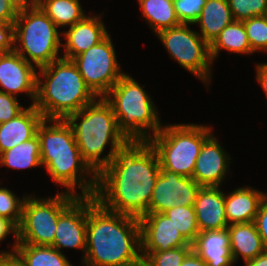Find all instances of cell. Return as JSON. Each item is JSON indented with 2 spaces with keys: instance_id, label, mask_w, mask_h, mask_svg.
<instances>
[{
  "instance_id": "obj_24",
  "label": "cell",
  "mask_w": 267,
  "mask_h": 266,
  "mask_svg": "<svg viewBox=\"0 0 267 266\" xmlns=\"http://www.w3.org/2000/svg\"><path fill=\"white\" fill-rule=\"evenodd\" d=\"M238 54H251V45L246 34L243 21L234 20L226 26L210 45V56L212 62L217 58L221 50Z\"/></svg>"
},
{
  "instance_id": "obj_10",
  "label": "cell",
  "mask_w": 267,
  "mask_h": 266,
  "mask_svg": "<svg viewBox=\"0 0 267 266\" xmlns=\"http://www.w3.org/2000/svg\"><path fill=\"white\" fill-rule=\"evenodd\" d=\"M156 35L164 44L169 55L180 66L206 83V87L209 86L213 64L210 45L200 36L199 32L191 30L189 24H180L164 29Z\"/></svg>"
},
{
  "instance_id": "obj_20",
  "label": "cell",
  "mask_w": 267,
  "mask_h": 266,
  "mask_svg": "<svg viewBox=\"0 0 267 266\" xmlns=\"http://www.w3.org/2000/svg\"><path fill=\"white\" fill-rule=\"evenodd\" d=\"M192 249L208 266H233L234 264L227 228L200 232L192 243Z\"/></svg>"
},
{
  "instance_id": "obj_44",
  "label": "cell",
  "mask_w": 267,
  "mask_h": 266,
  "mask_svg": "<svg viewBox=\"0 0 267 266\" xmlns=\"http://www.w3.org/2000/svg\"><path fill=\"white\" fill-rule=\"evenodd\" d=\"M18 10L37 5V0H9Z\"/></svg>"
},
{
  "instance_id": "obj_23",
  "label": "cell",
  "mask_w": 267,
  "mask_h": 266,
  "mask_svg": "<svg viewBox=\"0 0 267 266\" xmlns=\"http://www.w3.org/2000/svg\"><path fill=\"white\" fill-rule=\"evenodd\" d=\"M233 21L227 0H207L195 24L200 26V36L211 45L220 32Z\"/></svg>"
},
{
  "instance_id": "obj_27",
  "label": "cell",
  "mask_w": 267,
  "mask_h": 266,
  "mask_svg": "<svg viewBox=\"0 0 267 266\" xmlns=\"http://www.w3.org/2000/svg\"><path fill=\"white\" fill-rule=\"evenodd\" d=\"M37 5L59 27H70L85 16L79 0H37Z\"/></svg>"
},
{
  "instance_id": "obj_41",
  "label": "cell",
  "mask_w": 267,
  "mask_h": 266,
  "mask_svg": "<svg viewBox=\"0 0 267 266\" xmlns=\"http://www.w3.org/2000/svg\"><path fill=\"white\" fill-rule=\"evenodd\" d=\"M256 70V80L262 87L267 98V63L257 64Z\"/></svg>"
},
{
  "instance_id": "obj_28",
  "label": "cell",
  "mask_w": 267,
  "mask_h": 266,
  "mask_svg": "<svg viewBox=\"0 0 267 266\" xmlns=\"http://www.w3.org/2000/svg\"><path fill=\"white\" fill-rule=\"evenodd\" d=\"M15 252L26 266H73L62 252L52 246L17 243Z\"/></svg>"
},
{
  "instance_id": "obj_8",
  "label": "cell",
  "mask_w": 267,
  "mask_h": 266,
  "mask_svg": "<svg viewBox=\"0 0 267 266\" xmlns=\"http://www.w3.org/2000/svg\"><path fill=\"white\" fill-rule=\"evenodd\" d=\"M210 126L196 124L165 125L150 137L161 169L192 178L203 143L212 135Z\"/></svg>"
},
{
  "instance_id": "obj_15",
  "label": "cell",
  "mask_w": 267,
  "mask_h": 266,
  "mask_svg": "<svg viewBox=\"0 0 267 266\" xmlns=\"http://www.w3.org/2000/svg\"><path fill=\"white\" fill-rule=\"evenodd\" d=\"M88 196H79L58 218L54 242L51 245L61 252V248H77L86 252V231Z\"/></svg>"
},
{
  "instance_id": "obj_3",
  "label": "cell",
  "mask_w": 267,
  "mask_h": 266,
  "mask_svg": "<svg viewBox=\"0 0 267 266\" xmlns=\"http://www.w3.org/2000/svg\"><path fill=\"white\" fill-rule=\"evenodd\" d=\"M37 136L41 165L45 166L53 182L66 187L69 193L94 196L97 174L83 160L68 122L65 119H43ZM77 187L81 189L80 194L75 192Z\"/></svg>"
},
{
  "instance_id": "obj_16",
  "label": "cell",
  "mask_w": 267,
  "mask_h": 266,
  "mask_svg": "<svg viewBox=\"0 0 267 266\" xmlns=\"http://www.w3.org/2000/svg\"><path fill=\"white\" fill-rule=\"evenodd\" d=\"M230 161V156L212 134L201 147L192 179L201 187H219L229 171Z\"/></svg>"
},
{
  "instance_id": "obj_12",
  "label": "cell",
  "mask_w": 267,
  "mask_h": 266,
  "mask_svg": "<svg viewBox=\"0 0 267 266\" xmlns=\"http://www.w3.org/2000/svg\"><path fill=\"white\" fill-rule=\"evenodd\" d=\"M201 186L192 178L161 169L149 205V213H163L175 206H194Z\"/></svg>"
},
{
  "instance_id": "obj_36",
  "label": "cell",
  "mask_w": 267,
  "mask_h": 266,
  "mask_svg": "<svg viewBox=\"0 0 267 266\" xmlns=\"http://www.w3.org/2000/svg\"><path fill=\"white\" fill-rule=\"evenodd\" d=\"M14 50V23L0 21V54Z\"/></svg>"
},
{
  "instance_id": "obj_39",
  "label": "cell",
  "mask_w": 267,
  "mask_h": 266,
  "mask_svg": "<svg viewBox=\"0 0 267 266\" xmlns=\"http://www.w3.org/2000/svg\"><path fill=\"white\" fill-rule=\"evenodd\" d=\"M19 10L9 0H0V21L14 23Z\"/></svg>"
},
{
  "instance_id": "obj_19",
  "label": "cell",
  "mask_w": 267,
  "mask_h": 266,
  "mask_svg": "<svg viewBox=\"0 0 267 266\" xmlns=\"http://www.w3.org/2000/svg\"><path fill=\"white\" fill-rule=\"evenodd\" d=\"M44 117L32 104L15 118L0 123V154L37 134Z\"/></svg>"
},
{
  "instance_id": "obj_30",
  "label": "cell",
  "mask_w": 267,
  "mask_h": 266,
  "mask_svg": "<svg viewBox=\"0 0 267 266\" xmlns=\"http://www.w3.org/2000/svg\"><path fill=\"white\" fill-rule=\"evenodd\" d=\"M244 27L253 52L267 53V15L244 20Z\"/></svg>"
},
{
  "instance_id": "obj_13",
  "label": "cell",
  "mask_w": 267,
  "mask_h": 266,
  "mask_svg": "<svg viewBox=\"0 0 267 266\" xmlns=\"http://www.w3.org/2000/svg\"><path fill=\"white\" fill-rule=\"evenodd\" d=\"M141 255L144 260L151 252L192 246L163 213H148L139 219Z\"/></svg>"
},
{
  "instance_id": "obj_38",
  "label": "cell",
  "mask_w": 267,
  "mask_h": 266,
  "mask_svg": "<svg viewBox=\"0 0 267 266\" xmlns=\"http://www.w3.org/2000/svg\"><path fill=\"white\" fill-rule=\"evenodd\" d=\"M12 233L16 241L11 246L12 252H15L18 243V226L7 218L0 217V241H3L9 234Z\"/></svg>"
},
{
  "instance_id": "obj_17",
  "label": "cell",
  "mask_w": 267,
  "mask_h": 266,
  "mask_svg": "<svg viewBox=\"0 0 267 266\" xmlns=\"http://www.w3.org/2000/svg\"><path fill=\"white\" fill-rule=\"evenodd\" d=\"M65 43L63 58L72 60L79 54L102 41L109 33L101 20V15H86L81 21L63 32Z\"/></svg>"
},
{
  "instance_id": "obj_2",
  "label": "cell",
  "mask_w": 267,
  "mask_h": 266,
  "mask_svg": "<svg viewBox=\"0 0 267 266\" xmlns=\"http://www.w3.org/2000/svg\"><path fill=\"white\" fill-rule=\"evenodd\" d=\"M84 266H143L138 218L104 208L88 196Z\"/></svg>"
},
{
  "instance_id": "obj_43",
  "label": "cell",
  "mask_w": 267,
  "mask_h": 266,
  "mask_svg": "<svg viewBox=\"0 0 267 266\" xmlns=\"http://www.w3.org/2000/svg\"><path fill=\"white\" fill-rule=\"evenodd\" d=\"M245 266H267V250L252 260L247 261Z\"/></svg>"
},
{
  "instance_id": "obj_31",
  "label": "cell",
  "mask_w": 267,
  "mask_h": 266,
  "mask_svg": "<svg viewBox=\"0 0 267 266\" xmlns=\"http://www.w3.org/2000/svg\"><path fill=\"white\" fill-rule=\"evenodd\" d=\"M233 18L244 21L255 16L267 15V0H227Z\"/></svg>"
},
{
  "instance_id": "obj_21",
  "label": "cell",
  "mask_w": 267,
  "mask_h": 266,
  "mask_svg": "<svg viewBox=\"0 0 267 266\" xmlns=\"http://www.w3.org/2000/svg\"><path fill=\"white\" fill-rule=\"evenodd\" d=\"M267 194L250 186L239 187L225 194L227 222L231 224L254 222L260 204Z\"/></svg>"
},
{
  "instance_id": "obj_37",
  "label": "cell",
  "mask_w": 267,
  "mask_h": 266,
  "mask_svg": "<svg viewBox=\"0 0 267 266\" xmlns=\"http://www.w3.org/2000/svg\"><path fill=\"white\" fill-rule=\"evenodd\" d=\"M254 223L262 239L265 250H267V196L260 204Z\"/></svg>"
},
{
  "instance_id": "obj_33",
  "label": "cell",
  "mask_w": 267,
  "mask_h": 266,
  "mask_svg": "<svg viewBox=\"0 0 267 266\" xmlns=\"http://www.w3.org/2000/svg\"><path fill=\"white\" fill-rule=\"evenodd\" d=\"M25 196L20 200L11 190L0 187V217L7 218L19 226Z\"/></svg>"
},
{
  "instance_id": "obj_7",
  "label": "cell",
  "mask_w": 267,
  "mask_h": 266,
  "mask_svg": "<svg viewBox=\"0 0 267 266\" xmlns=\"http://www.w3.org/2000/svg\"><path fill=\"white\" fill-rule=\"evenodd\" d=\"M60 34L63 33L38 5L19 10L14 22V50L28 63L41 68L61 58Z\"/></svg>"
},
{
  "instance_id": "obj_29",
  "label": "cell",
  "mask_w": 267,
  "mask_h": 266,
  "mask_svg": "<svg viewBox=\"0 0 267 266\" xmlns=\"http://www.w3.org/2000/svg\"><path fill=\"white\" fill-rule=\"evenodd\" d=\"M183 235L192 244L200 230L198 228L194 206H175L163 212Z\"/></svg>"
},
{
  "instance_id": "obj_40",
  "label": "cell",
  "mask_w": 267,
  "mask_h": 266,
  "mask_svg": "<svg viewBox=\"0 0 267 266\" xmlns=\"http://www.w3.org/2000/svg\"><path fill=\"white\" fill-rule=\"evenodd\" d=\"M0 266H26V264L16 252L10 250L0 252Z\"/></svg>"
},
{
  "instance_id": "obj_6",
  "label": "cell",
  "mask_w": 267,
  "mask_h": 266,
  "mask_svg": "<svg viewBox=\"0 0 267 266\" xmlns=\"http://www.w3.org/2000/svg\"><path fill=\"white\" fill-rule=\"evenodd\" d=\"M129 74H124L104 96L112 106L119 130L130 140H149L162 128L150 95ZM149 129V130H148Z\"/></svg>"
},
{
  "instance_id": "obj_11",
  "label": "cell",
  "mask_w": 267,
  "mask_h": 266,
  "mask_svg": "<svg viewBox=\"0 0 267 266\" xmlns=\"http://www.w3.org/2000/svg\"><path fill=\"white\" fill-rule=\"evenodd\" d=\"M72 61L97 97H104L125 74L120 70L110 34Z\"/></svg>"
},
{
  "instance_id": "obj_4",
  "label": "cell",
  "mask_w": 267,
  "mask_h": 266,
  "mask_svg": "<svg viewBox=\"0 0 267 266\" xmlns=\"http://www.w3.org/2000/svg\"><path fill=\"white\" fill-rule=\"evenodd\" d=\"M38 69L34 106L44 119H66L98 99L72 60L61 57Z\"/></svg>"
},
{
  "instance_id": "obj_18",
  "label": "cell",
  "mask_w": 267,
  "mask_h": 266,
  "mask_svg": "<svg viewBox=\"0 0 267 266\" xmlns=\"http://www.w3.org/2000/svg\"><path fill=\"white\" fill-rule=\"evenodd\" d=\"M194 209L200 232L222 230L229 226L225 212V193L219 187H201Z\"/></svg>"
},
{
  "instance_id": "obj_42",
  "label": "cell",
  "mask_w": 267,
  "mask_h": 266,
  "mask_svg": "<svg viewBox=\"0 0 267 266\" xmlns=\"http://www.w3.org/2000/svg\"><path fill=\"white\" fill-rule=\"evenodd\" d=\"M180 266H208L204 260L192 249L184 258Z\"/></svg>"
},
{
  "instance_id": "obj_1",
  "label": "cell",
  "mask_w": 267,
  "mask_h": 266,
  "mask_svg": "<svg viewBox=\"0 0 267 266\" xmlns=\"http://www.w3.org/2000/svg\"><path fill=\"white\" fill-rule=\"evenodd\" d=\"M160 162L150 140L128 139L97 175L96 200L106 209L140 219L149 205Z\"/></svg>"
},
{
  "instance_id": "obj_34",
  "label": "cell",
  "mask_w": 267,
  "mask_h": 266,
  "mask_svg": "<svg viewBox=\"0 0 267 266\" xmlns=\"http://www.w3.org/2000/svg\"><path fill=\"white\" fill-rule=\"evenodd\" d=\"M207 0H173L174 8L182 24H195Z\"/></svg>"
},
{
  "instance_id": "obj_14",
  "label": "cell",
  "mask_w": 267,
  "mask_h": 266,
  "mask_svg": "<svg viewBox=\"0 0 267 266\" xmlns=\"http://www.w3.org/2000/svg\"><path fill=\"white\" fill-rule=\"evenodd\" d=\"M35 65L28 63L15 50L0 54V92L17 97L25 93L36 98L37 72ZM2 88V89H1Z\"/></svg>"
},
{
  "instance_id": "obj_22",
  "label": "cell",
  "mask_w": 267,
  "mask_h": 266,
  "mask_svg": "<svg viewBox=\"0 0 267 266\" xmlns=\"http://www.w3.org/2000/svg\"><path fill=\"white\" fill-rule=\"evenodd\" d=\"M230 235V251L234 263L241 256L246 263L265 251L255 223L231 224L227 227Z\"/></svg>"
},
{
  "instance_id": "obj_25",
  "label": "cell",
  "mask_w": 267,
  "mask_h": 266,
  "mask_svg": "<svg viewBox=\"0 0 267 266\" xmlns=\"http://www.w3.org/2000/svg\"><path fill=\"white\" fill-rule=\"evenodd\" d=\"M138 2L144 18L156 34L182 24L177 17L173 0H138Z\"/></svg>"
},
{
  "instance_id": "obj_5",
  "label": "cell",
  "mask_w": 267,
  "mask_h": 266,
  "mask_svg": "<svg viewBox=\"0 0 267 266\" xmlns=\"http://www.w3.org/2000/svg\"><path fill=\"white\" fill-rule=\"evenodd\" d=\"M65 120L73 129L83 160L97 175L112 161L116 150L128 140L119 130L112 106L104 97H98L97 101L70 114ZM108 143L111 144L110 151L102 157Z\"/></svg>"
},
{
  "instance_id": "obj_32",
  "label": "cell",
  "mask_w": 267,
  "mask_h": 266,
  "mask_svg": "<svg viewBox=\"0 0 267 266\" xmlns=\"http://www.w3.org/2000/svg\"><path fill=\"white\" fill-rule=\"evenodd\" d=\"M191 250L192 246H183L167 251H154L143 260V266H180Z\"/></svg>"
},
{
  "instance_id": "obj_26",
  "label": "cell",
  "mask_w": 267,
  "mask_h": 266,
  "mask_svg": "<svg viewBox=\"0 0 267 266\" xmlns=\"http://www.w3.org/2000/svg\"><path fill=\"white\" fill-rule=\"evenodd\" d=\"M0 165L12 169H27L42 166L40 162V141L37 134L0 154Z\"/></svg>"
},
{
  "instance_id": "obj_9",
  "label": "cell",
  "mask_w": 267,
  "mask_h": 266,
  "mask_svg": "<svg viewBox=\"0 0 267 266\" xmlns=\"http://www.w3.org/2000/svg\"><path fill=\"white\" fill-rule=\"evenodd\" d=\"M31 196V197H30ZM79 197L64 191L49 198L25 197L18 243L51 246L59 216Z\"/></svg>"
},
{
  "instance_id": "obj_35",
  "label": "cell",
  "mask_w": 267,
  "mask_h": 266,
  "mask_svg": "<svg viewBox=\"0 0 267 266\" xmlns=\"http://www.w3.org/2000/svg\"><path fill=\"white\" fill-rule=\"evenodd\" d=\"M24 109L25 107L20 105L17 97L0 92V123L15 118Z\"/></svg>"
}]
</instances>
